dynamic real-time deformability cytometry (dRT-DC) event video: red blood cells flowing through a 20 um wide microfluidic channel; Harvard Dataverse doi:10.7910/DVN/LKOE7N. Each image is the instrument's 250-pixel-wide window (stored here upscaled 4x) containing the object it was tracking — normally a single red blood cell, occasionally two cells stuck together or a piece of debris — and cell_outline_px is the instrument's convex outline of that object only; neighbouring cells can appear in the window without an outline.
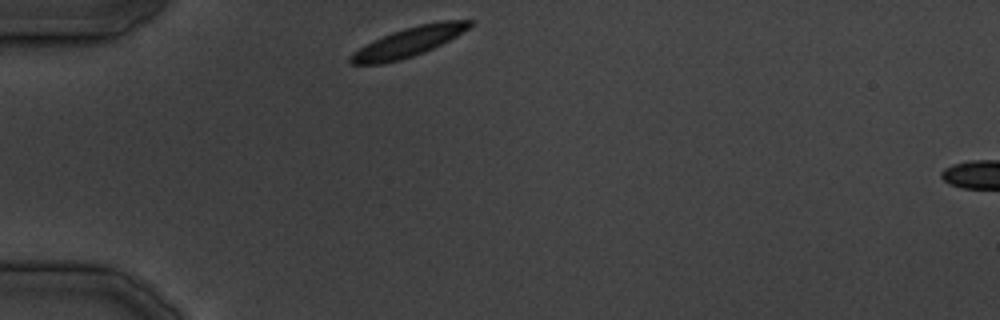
{"species": "common noctule bat (a hibernating species)", "species_latin": "Nyctalus noctula", "temperature_condition": "cold", "stored_images_in_passage": 3, "camera_frame_rate_fps": 3000, "um_per_image_px": 0.085, "animal": {"sex": "male", "body_mass_g": 19.5, "forearm_length_mm": 54.6}, "frame": {"image": 1, "passage_image": 1, "time_ms": 0.0, "image_size_px": [1000, 320], "cell_outline_px": [[472, 24], [468, 28], [456, 36], [432, 48], [412, 56], [380, 64], [348, 64], [348, 56], [352, 52], [392, 32], [404, 28], [420, 24], [444, 20], [472, 20]], "centroid_in_image_um": [34.7, 3.57], "position_along_channel_um": 50.3, "area_um2": 19.83}}